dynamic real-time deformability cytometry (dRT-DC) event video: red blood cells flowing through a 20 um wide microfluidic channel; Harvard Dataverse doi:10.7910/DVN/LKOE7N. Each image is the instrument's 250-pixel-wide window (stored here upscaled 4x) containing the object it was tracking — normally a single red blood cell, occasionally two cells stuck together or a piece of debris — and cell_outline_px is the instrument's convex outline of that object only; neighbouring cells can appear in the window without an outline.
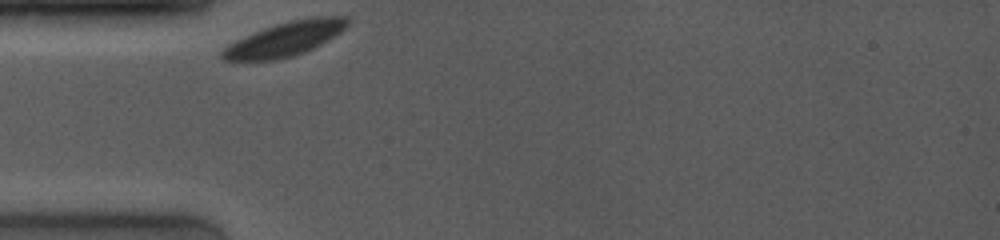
{"species": "common noctule bat (a hibernating species)", "species_latin": "Nyctalus noctula", "temperature_condition": "room temperature", "stored_images_in_passage": 4, "camera_frame_rate_fps": 4000, "um_per_image_px": 0.085, "animal": {"sex": "female", "body_mass_g": 19.0, "forearm_length_mm": 53.3}, "frame": {"image": 1, "passage_image": 1, "time_ms": 0.0, "image_size_px": [1000, 240], "cell_outline_px": [[348, 24], [340, 32], [328, 40], [304, 52], [292, 56], [276, 60], [232, 64], [224, 60], [220, 56], [220, 52], [228, 44], [236, 40], [264, 28], [288, 20], [312, 16], [348, 16]], "centroid_in_image_um": [24.13, 3.35], "position_along_channel_um": 60.9, "area_um2": 25.55}}